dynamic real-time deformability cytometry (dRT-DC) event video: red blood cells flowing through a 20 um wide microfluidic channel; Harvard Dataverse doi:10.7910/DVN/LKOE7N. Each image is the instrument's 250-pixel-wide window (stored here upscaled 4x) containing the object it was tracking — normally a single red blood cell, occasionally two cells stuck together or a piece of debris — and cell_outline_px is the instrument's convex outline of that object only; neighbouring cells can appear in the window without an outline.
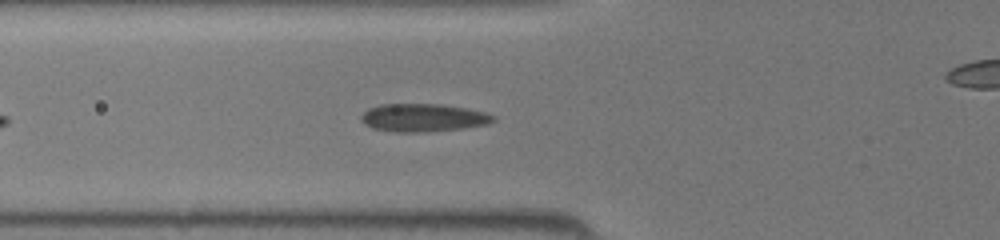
{"species": "common noctule bat (a hibernating species)", "species_latin": "Nyctalus noctula", "temperature_condition": "room temperature", "stored_images_in_passage": 37, "camera_frame_rate_fps": 3000, "um_per_image_px": 0.085, "animal": {"sex": "female", "body_mass_g": 19.5, "forearm_length_mm": 54.1}, "frame": {"image": 1, "passage_image": 8, "time_ms": 2.333, "image_size_px": [1000, 240], "cell_outline_px": [[496, 120], [488, 124], [460, 128], [420, 132], [392, 132], [372, 128], [364, 124], [360, 120], [360, 116], [368, 108], [380, 104], [444, 104], [468, 108], [484, 112], [496, 116]], "centroid_in_image_um": [35.95, 9.99], "position_along_channel_um": 89.9, "area_um2": 21.68}}
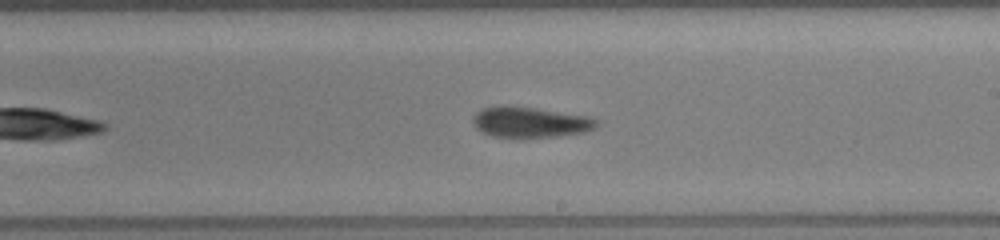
{"frame": {"image": 2, "passage_image": 18, "time_ms": 5.667, "image_size_px": [1000, 240], "cell_outline_px": [[596, 128], [584, 132], [556, 136], [512, 140], [492, 136], [480, 132], [472, 124], [472, 116], [476, 112], [484, 108], [500, 104], [508, 104], [536, 108], [588, 116], [596, 120]], "centroid_in_image_um": [44.95, 10.4], "position_along_channel_um": 244.0, "area_um2": 22.95}}
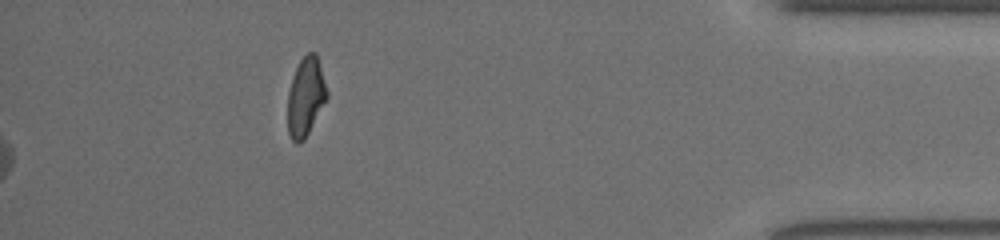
{"frame": {"image": 3, "passage_image": 37, "time_ms": 12.0, "image_size_px": [1000, 240], "cell_outline_px": [[328, 96], [304, 140], [300, 144], [296, 144], [292, 140], [288, 132], [288, 92], [292, 76], [300, 60], [308, 52], [316, 52], [328, 92]], "centroid_in_image_um": [25.97, 8.23], "position_along_channel_um": 409.2, "area_um2": 17.92}}